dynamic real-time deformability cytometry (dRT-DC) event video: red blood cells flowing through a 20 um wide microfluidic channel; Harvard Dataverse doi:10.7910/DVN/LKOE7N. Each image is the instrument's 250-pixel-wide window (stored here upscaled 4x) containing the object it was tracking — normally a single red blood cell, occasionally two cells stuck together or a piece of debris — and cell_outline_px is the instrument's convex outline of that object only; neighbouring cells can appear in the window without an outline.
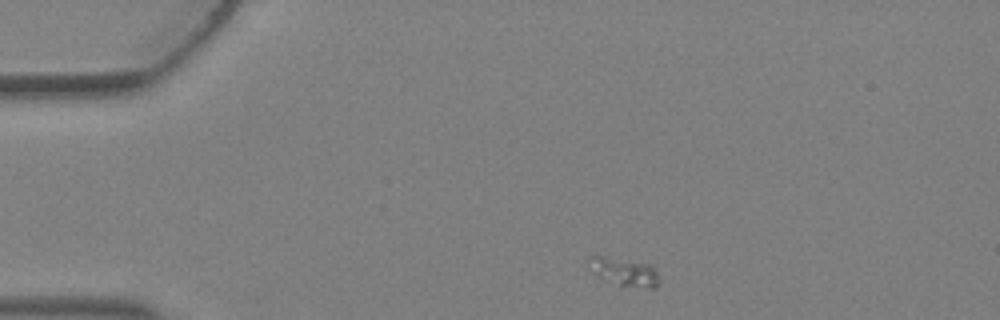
{"species": "Egyptian fruit bat (a non-hibernating species)", "species_latin": "Rousettus aegyptiacus", "temperature_condition": "warm", "stored_images_in_passage": 2, "camera_frame_rate_fps": 3000, "um_per_image_px": 0.085, "animal": {"sex": "female"}, "frame": {"image": 1, "passage_image": 1, "time_ms": 0.0, "image_size_px": [1000, 320], "cell_outline_px": [[656, 288], [652, 288], [620, 284], [600, 276], [596, 272], [588, 260], [592, 256], [600, 256], [648, 264], [656, 272]], "centroid_in_image_um": [53.09, 23.09], "position_along_channel_um": 31.9, "area_um2": 10.29}}